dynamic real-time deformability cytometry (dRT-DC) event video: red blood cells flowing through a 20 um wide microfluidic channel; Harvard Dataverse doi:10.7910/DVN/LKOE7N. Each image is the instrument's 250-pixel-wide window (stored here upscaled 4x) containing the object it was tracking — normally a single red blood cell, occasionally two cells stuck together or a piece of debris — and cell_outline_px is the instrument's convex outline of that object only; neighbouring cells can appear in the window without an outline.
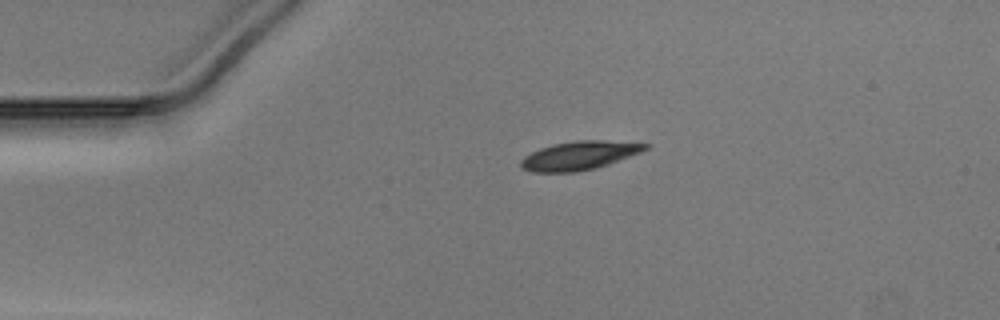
{"species": "Egyptian fruit bat (a non-hibernating species)", "species_latin": "Rousettus aegyptiacus", "temperature_condition": "warm", "stored_images_in_passage": 41, "camera_frame_rate_fps": 3000, "um_per_image_px": 0.085, "animal": {"sex": "male"}, "frame": {"image": 1, "passage_image": 1, "time_ms": 0.0, "image_size_px": [1000, 320], "cell_outline_px": [[652, 144], [648, 148], [640, 152], [608, 164], [596, 168], [576, 172], [532, 172], [520, 168], [520, 160], [524, 156], [540, 148], [552, 144], [576, 140], [604, 140]], "centroid_in_image_um": [49.21, 13.22], "position_along_channel_um": 35.8, "area_um2": 20.81}}
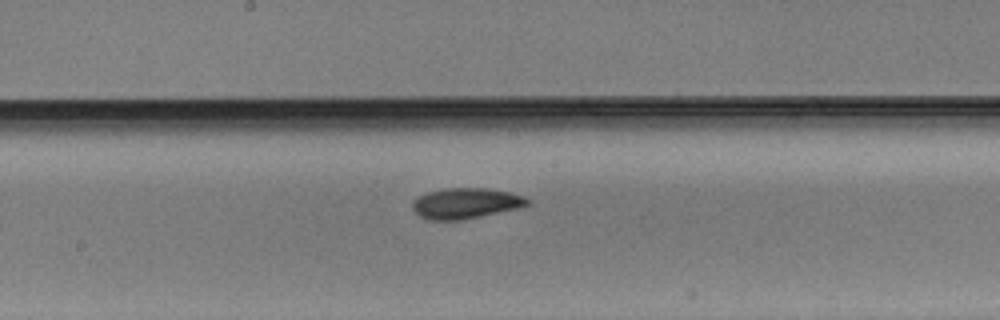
{"frame": {"image": 2, "passage_image": 17, "time_ms": 5.333, "image_size_px": [1000, 320], "cell_outline_px": [[532, 204], [524, 208], [464, 220], [428, 220], [420, 216], [412, 208], [412, 204], [420, 196], [428, 192], [444, 188], [484, 188], [508, 192], [524, 196], [532, 200]], "centroid_in_image_um": [39.69, 17.3], "position_along_channel_um": 208.5, "area_um2": 20.87}}
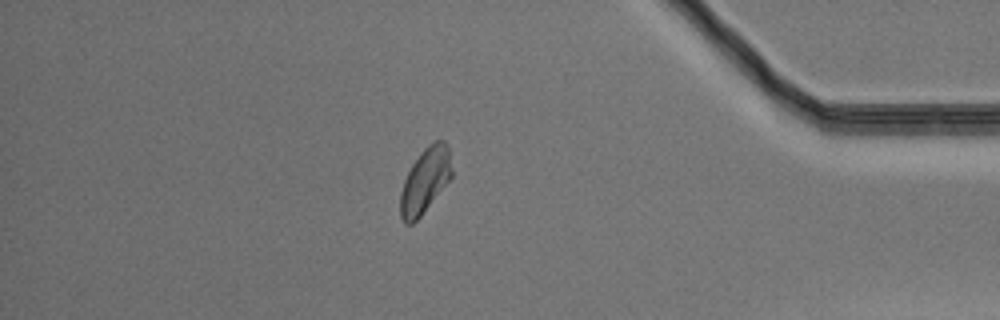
{"frame": {"image": 3, "passage_image": 34, "time_ms": 11.0, "image_size_px": [1000, 320], "cell_outline_px": [[452, 176], [420, 216], [412, 224], [404, 224], [400, 216], [400, 192], [404, 180], [412, 164], [420, 152], [428, 144], [436, 140], [444, 140], [448, 144], [452, 172]], "centroid_in_image_um": [36.12, 15.33], "position_along_channel_um": 399.1, "area_um2": 19.36}}